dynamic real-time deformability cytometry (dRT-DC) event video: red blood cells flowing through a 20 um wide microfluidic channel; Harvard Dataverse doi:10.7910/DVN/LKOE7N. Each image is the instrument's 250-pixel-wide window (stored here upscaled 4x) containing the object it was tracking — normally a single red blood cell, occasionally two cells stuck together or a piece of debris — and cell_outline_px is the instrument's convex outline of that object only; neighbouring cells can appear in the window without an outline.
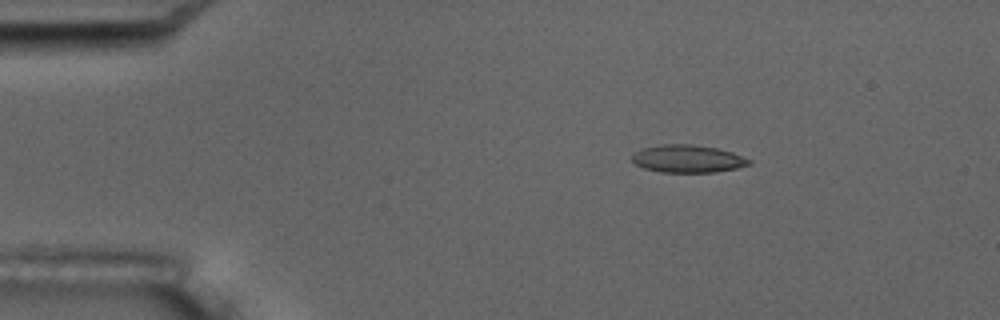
{"species": "common noctule bat (a hibernating species)", "species_latin": "Nyctalus noctula", "temperature_condition": "room temperature", "stored_images_in_passage": 4, "camera_frame_rate_fps": 3000, "um_per_image_px": 0.085, "animal": {"sex": "male", "body_mass_g": 17.5, "forearm_length_mm": 52.3}, "frame": {"image": 1, "passage_image": 2, "time_ms": 1.0, "image_size_px": [1000, 320], "cell_outline_px": [[752, 164], [736, 168], [716, 172], [660, 172], [644, 168], [636, 164], [632, 160], [632, 156], [640, 148], [660, 144], [692, 144], [716, 148], [732, 152], [752, 160]], "centroid_in_image_um": [58.46, 13.49], "position_along_channel_um": 26.5, "area_um2": 18.9}}